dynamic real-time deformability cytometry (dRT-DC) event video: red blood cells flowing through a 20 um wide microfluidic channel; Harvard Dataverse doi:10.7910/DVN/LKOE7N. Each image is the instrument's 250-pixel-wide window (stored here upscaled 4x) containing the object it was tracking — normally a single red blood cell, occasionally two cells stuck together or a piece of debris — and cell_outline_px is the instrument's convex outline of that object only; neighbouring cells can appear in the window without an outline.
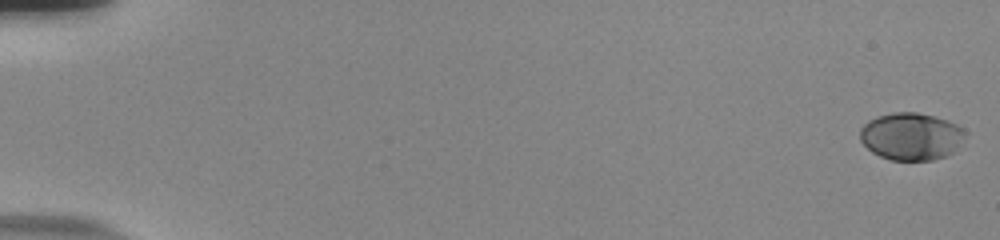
{"species": "human", "species_latin": "Homo sapiens", "temperature_condition": "room temperature", "stored_images_in_passage": 57, "camera_frame_rate_fps": 3000, "um_per_image_px": 0.085, "donor": {"sex": "male"}, "frame": {"image": 1, "passage_image": 1, "time_ms": 0.0, "image_size_px": [1000, 240], "cell_outline_px": [[968, 132], [952, 152], [944, 156], [932, 160], [892, 160], [880, 156], [872, 152], [860, 140], [860, 128], [868, 120], [876, 116], [892, 112], [916, 112], [948, 120], [964, 128]], "centroid_in_image_um": [77.43, 11.58], "position_along_channel_um": 7.6, "area_um2": 29.02}}
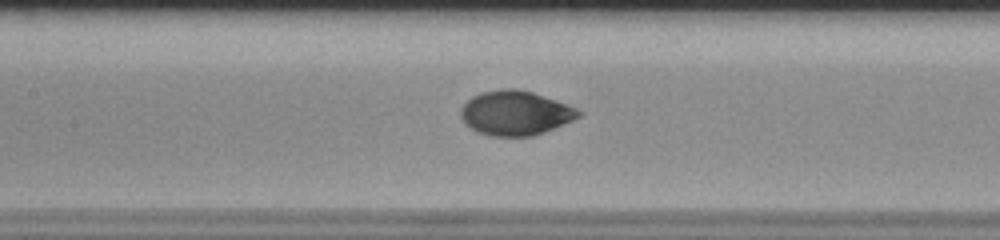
{"frame": {"image": 2, "passage_image": 29, "time_ms": 9.333, "image_size_px": [1000, 240], "cell_outline_px": [[584, 112], [580, 116], [564, 124], [544, 132], [532, 136], [492, 136], [476, 132], [464, 124], [460, 116], [460, 108], [472, 96], [484, 92], [504, 88], [516, 88], [532, 92], [568, 104]], "centroid_in_image_um": [43.79, 9.61], "position_along_channel_um": 163.6, "area_um2": 30.63}}
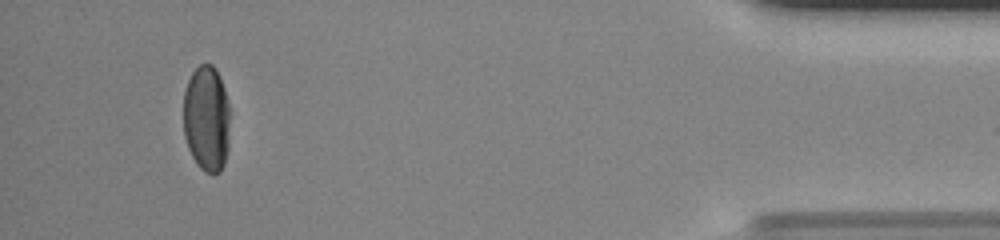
{"frame": {"image": 3, "passage_image": 54, "time_ms": 17.667, "image_size_px": [1000, 240], "cell_outline_px": [[228, 148], [224, 164], [220, 172], [204, 172], [196, 164], [188, 148], [184, 136], [184, 92], [188, 80], [192, 72], [200, 64], [212, 64], [216, 68], [220, 76], [228, 100]], "centroid_in_image_um": [17.55, 10.07], "position_along_channel_um": 417.7, "area_um2": 28.84}, "authors_computed_cell_mechanics": {"area_um2": 29.8248, "velocity_mm_per_s": 3.7493, "shape_relaxation_time_tau1_ms": 3.075, "shape_relaxation_time_tau2_ms": null, "deformation_change_tau1": 0.1464, "deformation_change_tau2": null}}